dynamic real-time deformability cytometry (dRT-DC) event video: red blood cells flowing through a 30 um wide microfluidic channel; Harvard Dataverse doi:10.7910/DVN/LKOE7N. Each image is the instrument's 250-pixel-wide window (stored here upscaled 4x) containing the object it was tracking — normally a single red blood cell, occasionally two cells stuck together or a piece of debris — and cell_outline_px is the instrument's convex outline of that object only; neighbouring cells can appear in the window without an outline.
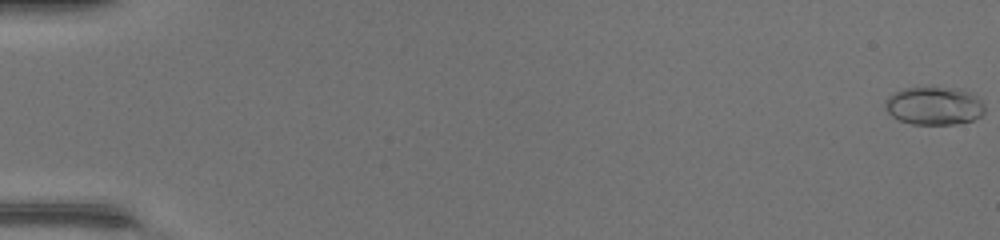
{"species": "common noctule bat (a hibernating species)", "species_latin": "Nyctalus noctula", "temperature_condition": "warm", "stored_images_in_passage": 49, "camera_frame_rate_fps": 3000, "um_per_image_px": 0.085, "animal": {"sex": "female", "body_mass_g": 17.0, "forearm_length_mm": 48.0}, "frame": {"image": 1, "passage_image": 1, "time_ms": 0.0, "image_size_px": [1000, 240], "cell_outline_px": [[984, 112], [980, 116], [972, 120], [956, 124], [912, 124], [900, 120], [892, 116], [884, 108], [884, 100], [888, 96], [904, 88], [932, 84], [964, 88], [976, 96], [984, 104]], "centroid_in_image_um": [79.39, 8.93], "position_along_channel_um": 5.6, "area_um2": 23.0}}
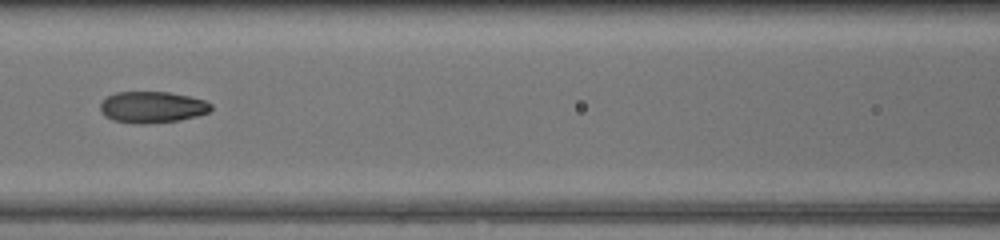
{"frame": {"image": 2, "passage_image": 24, "time_ms": 7.667, "image_size_px": [1000, 240], "cell_outline_px": [[212, 108], [208, 112], [196, 116], [180, 120], [148, 124], [136, 124], [112, 120], [104, 116], [100, 112], [100, 104], [108, 96], [116, 92], [168, 92], [188, 96], [204, 100], [212, 104]], "centroid_in_image_um": [12.92, 9.12], "position_along_channel_um": 153.7, "area_um2": 20.35}}
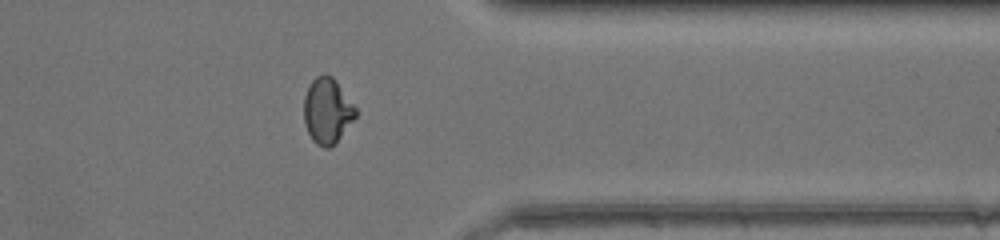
{"frame": {"image": 3, "passage_image": 40, "time_ms": 13.0, "image_size_px": [1000, 240], "cell_outline_px": [[360, 112], [336, 144], [328, 148], [324, 148], [316, 144], [312, 140], [308, 132], [304, 120], [304, 96], [312, 80], [316, 76], [324, 72], [332, 76]], "centroid_in_image_um": [27.84, 9.43], "position_along_channel_um": 383.6, "area_um2": 20.11}, "authors_computed_cell_mechanics": {"area_um2": 20.2878, "velocity_mm_per_s": 4.4617, "shape_relaxation_time_tau1_ms": 6.9495, "shape_relaxation_time_tau2_ms": 0.9004, "deformation_change_tau1": 0.2616, "deformation_change_tau2": 0.0585}}